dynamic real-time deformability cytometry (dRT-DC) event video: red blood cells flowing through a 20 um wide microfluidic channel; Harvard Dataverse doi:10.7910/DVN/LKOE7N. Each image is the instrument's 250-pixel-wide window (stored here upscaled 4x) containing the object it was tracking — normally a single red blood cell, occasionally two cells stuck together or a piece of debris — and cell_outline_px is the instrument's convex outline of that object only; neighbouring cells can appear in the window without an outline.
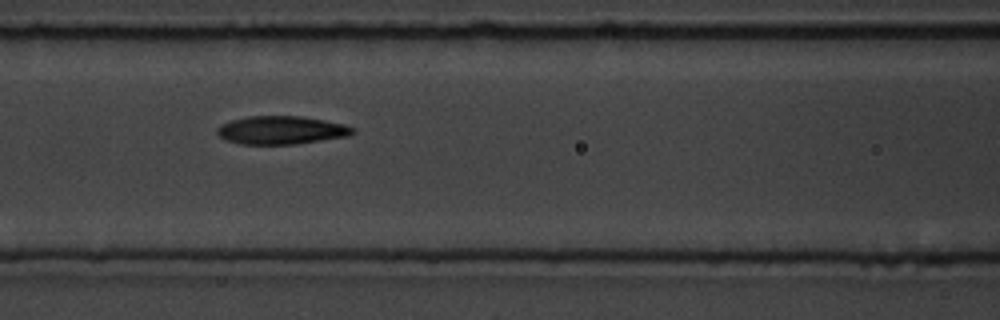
{"species": "common noctule bat (a hibernating species)", "species_latin": "Nyctalus noctula", "temperature_condition": "room temperature", "stored_images_in_passage": 13, "camera_frame_rate_fps": 3000, "um_per_image_px": 0.085, "animal": {"sex": "male", "body_mass_g": 19.5, "forearm_length_mm": 54.6}, "frame": {"image": 1, "passage_image": 6, "time_ms": 6.667, "image_size_px": [1000, 320], "cell_outline_px": [[356, 132], [348, 136], [296, 144], [240, 144], [228, 140], [220, 136], [216, 132], [216, 128], [232, 120], [248, 116], [300, 116], [324, 120], [344, 124], [356, 128]], "centroid_in_image_um": [23.95, 11.06], "position_along_channel_um": 142.6, "area_um2": 22.2}}
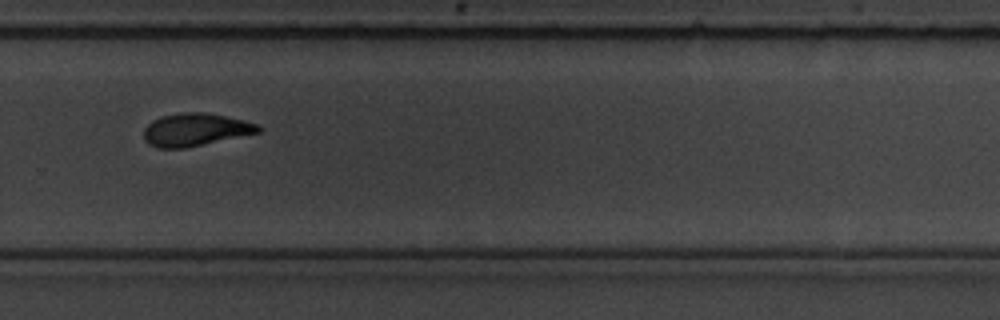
{"frame": {"image": 2, "passage_image": 10, "time_ms": 11.333, "image_size_px": [1000, 320], "cell_outline_px": [[260, 132], [184, 148], [156, 148], [148, 144], [144, 140], [144, 128], [152, 120], [160, 116], [184, 112], [200, 112], [224, 116], [244, 120], [256, 124], [260, 128]], "centroid_in_image_um": [16.54, 11.02], "position_along_channel_um": 313.3, "area_um2": 21.62}}